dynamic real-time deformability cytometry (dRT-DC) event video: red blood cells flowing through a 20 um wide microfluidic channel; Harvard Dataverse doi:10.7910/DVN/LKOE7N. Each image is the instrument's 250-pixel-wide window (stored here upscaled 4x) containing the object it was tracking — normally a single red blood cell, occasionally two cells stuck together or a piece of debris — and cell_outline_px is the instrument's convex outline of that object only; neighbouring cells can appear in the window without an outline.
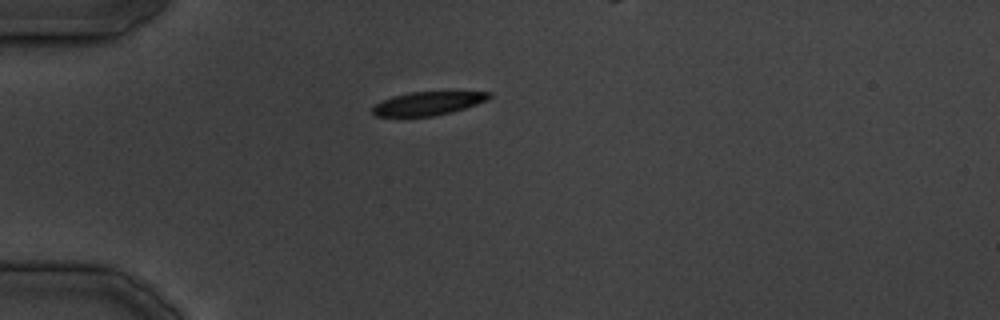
{"species": "common noctule bat (a hibernating species)", "species_latin": "Nyctalus noctula", "temperature_condition": "cold", "stored_images_in_passage": 5, "camera_frame_rate_fps": 3000, "um_per_image_px": 0.085, "animal": {"sex": "male", "body_mass_g": 19.5, "forearm_length_mm": 54.6}, "frame": {"image": 1, "passage_image": 1, "time_ms": 0.0, "image_size_px": [1000, 320], "cell_outline_px": [[492, 96], [488, 100], [452, 112], [432, 116], [372, 116], [372, 108], [376, 104], [392, 96], [408, 92], [448, 88], [492, 92]], "centroid_in_image_um": [36.5, 8.71], "position_along_channel_um": 48.5, "area_um2": 17.05}}